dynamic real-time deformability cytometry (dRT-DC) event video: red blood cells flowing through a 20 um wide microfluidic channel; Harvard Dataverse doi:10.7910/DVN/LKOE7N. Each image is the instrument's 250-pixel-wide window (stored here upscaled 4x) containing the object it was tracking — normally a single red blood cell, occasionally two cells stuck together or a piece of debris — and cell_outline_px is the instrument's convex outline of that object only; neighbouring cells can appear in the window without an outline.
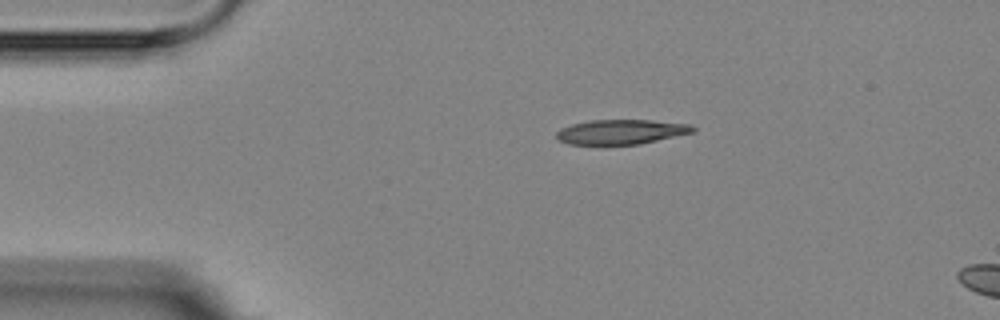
{"species": "Egyptian fruit bat (a non-hibernating species)", "species_latin": "Rousettus aegyptiacus", "temperature_condition": "room temperature", "stored_images_in_passage": 3, "camera_frame_rate_fps": 3000, "um_per_image_px": 0.085, "animal": {"sex": "female"}, "frame": {"image": 1, "passage_image": 1, "time_ms": 0.0, "image_size_px": [1000, 320], "cell_outline_px": [[696, 132], [640, 144], [604, 148], [568, 144], [560, 140], [556, 136], [556, 132], [560, 128], [572, 124], [588, 120], [652, 120], [692, 124], [696, 128]], "centroid_in_image_um": [52.77, 11.25], "position_along_channel_um": 32.2, "area_um2": 20.81}}